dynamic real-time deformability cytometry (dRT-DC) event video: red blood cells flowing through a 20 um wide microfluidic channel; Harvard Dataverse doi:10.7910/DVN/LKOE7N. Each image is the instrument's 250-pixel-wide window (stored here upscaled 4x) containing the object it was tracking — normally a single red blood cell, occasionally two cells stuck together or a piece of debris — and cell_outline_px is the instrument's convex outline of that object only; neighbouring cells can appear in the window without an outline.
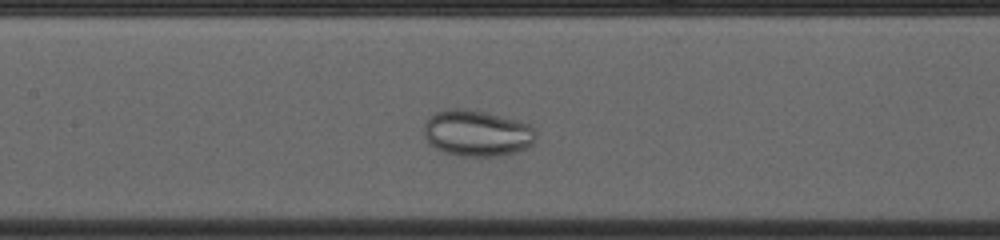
{"species": "common noctule bat (a hibernating species)", "species_latin": "Nyctalus noctula", "temperature_condition": "cold", "stored_images_in_passage": 46, "camera_frame_rate_fps": 3000, "um_per_image_px": 0.085, "animal": {"sex": "female", "body_mass_g": 23.0, "forearm_length_mm": 53.4}, "frame": {"image": 1, "passage_image": 26, "time_ms": 8.333, "image_size_px": [1000, 240], "cell_outline_px": [[528, 140], [524, 144], [516, 148], [504, 152], [456, 152], [444, 148], [436, 144], [428, 136], [428, 124], [436, 116], [444, 112], [472, 112], [488, 116], [516, 124]], "centroid_in_image_um": [40.33, 11.31], "position_along_channel_um": 167.1, "area_um2": 22.72}}
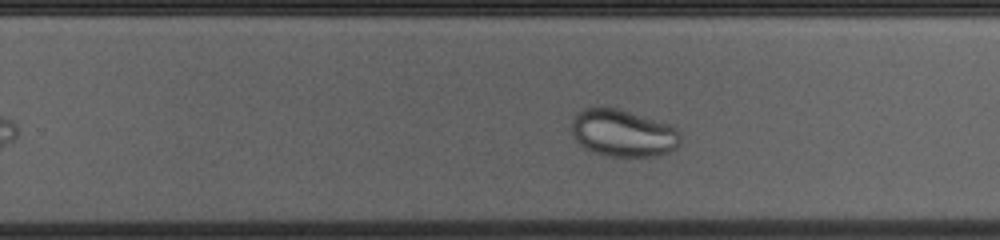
{"frame": {"image": 2, "passage_image": 35, "time_ms": 11.333, "image_size_px": [1000, 240], "cell_outline_px": [[672, 132], [668, 148], [660, 152], [636, 156], [624, 156], [604, 152], [592, 148], [584, 144], [576, 136], [576, 120], [584, 112], [592, 108], [608, 108], [668, 128]], "centroid_in_image_um": [52.78, 11.32], "position_along_channel_um": 277.0, "area_um2": 24.28}}
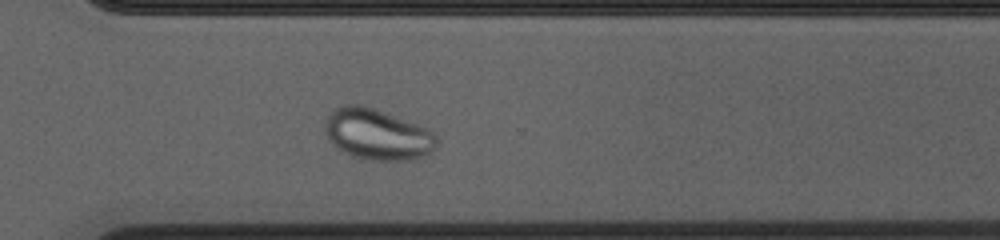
{"frame": {"image": 3, "passage_image": 40, "time_ms": 13.0, "image_size_px": [1000, 240], "cell_outline_px": [[420, 152], [408, 156], [368, 156], [352, 152], [344, 148], [328, 132], [328, 128], [332, 116], [336, 112], [344, 108], [364, 108], [376, 112], [416, 128], [420, 132]], "centroid_in_image_um": [31.75, 11.36], "position_along_channel_um": 338.9, "area_um2": 24.33}, "authors_computed_cell_mechanics": {"area_um2": 22.1663, "velocity_mm_per_s": 3.6826, "shape_relaxation_time_tau1_ms": 0.0464, "shape_relaxation_time_tau2_ms": null, "deformation_change_tau1": 0.3673, "deformation_change_tau2": null}}